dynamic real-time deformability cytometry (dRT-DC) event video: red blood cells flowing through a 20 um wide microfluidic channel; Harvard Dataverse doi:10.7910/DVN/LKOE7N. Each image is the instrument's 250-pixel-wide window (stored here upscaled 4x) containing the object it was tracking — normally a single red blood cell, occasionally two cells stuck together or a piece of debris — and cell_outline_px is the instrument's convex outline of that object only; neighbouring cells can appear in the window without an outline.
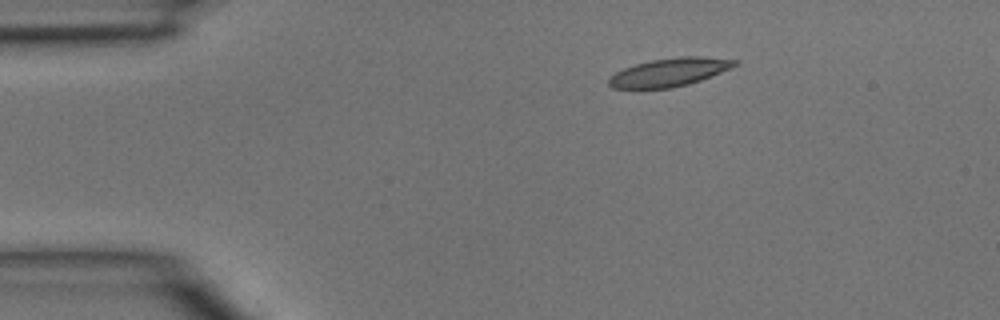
{"species": "common noctule bat (a hibernating species)", "species_latin": "Nyctalus noctula", "temperature_condition": "room temperature", "stored_images_in_passage": 39, "camera_frame_rate_fps": 3000, "um_per_image_px": 0.085, "animal": {"sex": "male", "body_mass_g": 15.6}, "frame": {"image": 1, "passage_image": 1, "time_ms": 0.0, "image_size_px": [1000, 320], "cell_outline_px": [[740, 64], [732, 68], [700, 80], [688, 84], [672, 88], [612, 88], [608, 84], [608, 76], [624, 68], [636, 64], [652, 60], [680, 56], [700, 56], [740, 60]], "centroid_in_image_um": [56.93, 6.13], "position_along_channel_um": 28.1, "area_um2": 20.81}}
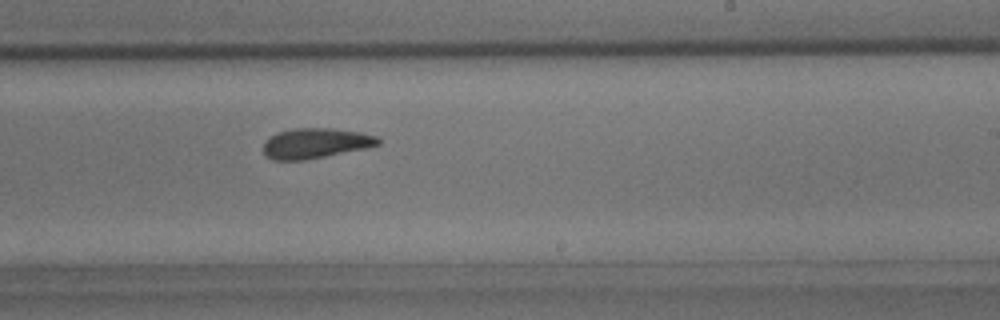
{"frame": {"image": 2, "passage_image": 21, "time_ms": 6.667, "image_size_px": [1000, 320], "cell_outline_px": [[380, 144], [368, 148], [308, 160], [272, 160], [264, 156], [264, 140], [280, 132], [292, 128], [332, 128], [360, 132], [376, 136], [380, 140]], "centroid_in_image_um": [26.82, 12.19], "position_along_channel_um": 262.2, "area_um2": 20.4}}
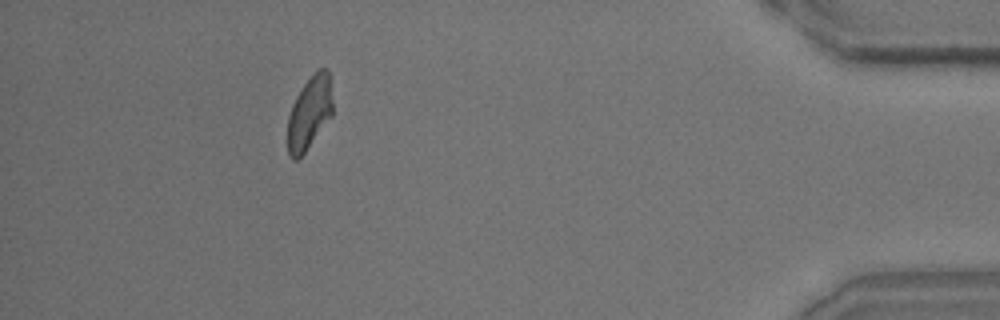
{"frame": {"image": 3, "passage_image": 35, "time_ms": 11.333, "image_size_px": [1000, 320], "cell_outline_px": [[332, 116], [304, 152], [296, 160], [292, 160], [288, 156], [288, 116], [292, 104], [296, 96], [304, 84], [316, 68], [328, 68], [332, 100]], "centroid_in_image_um": [26.3, 9.56], "position_along_channel_um": 408.9, "area_um2": 19.13}}